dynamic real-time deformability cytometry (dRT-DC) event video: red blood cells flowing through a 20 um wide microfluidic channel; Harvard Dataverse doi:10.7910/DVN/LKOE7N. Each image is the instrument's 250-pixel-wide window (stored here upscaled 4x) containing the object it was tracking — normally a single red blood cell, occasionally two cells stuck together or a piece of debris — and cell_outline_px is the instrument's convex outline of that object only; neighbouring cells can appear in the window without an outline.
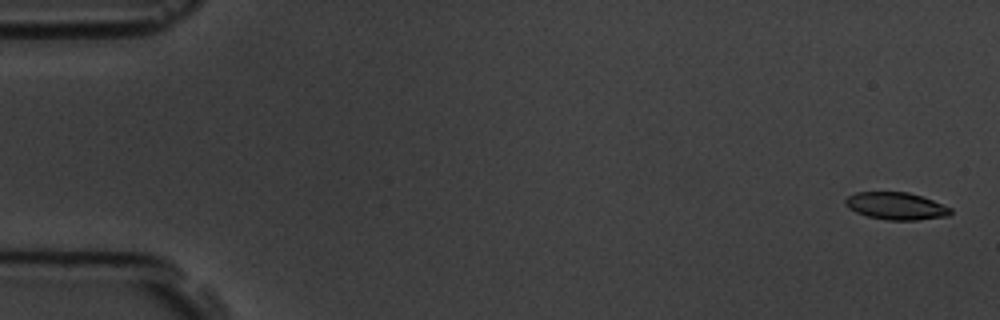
{"species": "common noctule bat (a hibernating species)", "species_latin": "Nyctalus noctula", "temperature_condition": "room temperature", "stored_images_in_passage": 5, "camera_frame_rate_fps": 3000, "um_per_image_px": 0.085, "animal": {"sex": "male", "body_mass_g": 19.5, "forearm_length_mm": 54.6}, "frame": {"image": 1, "passage_image": 1, "time_ms": 0.0, "image_size_px": [1000, 320], "cell_outline_px": [[952, 212], [948, 216], [916, 220], [888, 220], [868, 216], [856, 212], [848, 208], [844, 204], [844, 200], [848, 196], [856, 192], [908, 192], [932, 200], [952, 208]], "centroid_in_image_um": [76.15, 17.51], "position_along_channel_um": 8.8, "area_um2": 16.7}}